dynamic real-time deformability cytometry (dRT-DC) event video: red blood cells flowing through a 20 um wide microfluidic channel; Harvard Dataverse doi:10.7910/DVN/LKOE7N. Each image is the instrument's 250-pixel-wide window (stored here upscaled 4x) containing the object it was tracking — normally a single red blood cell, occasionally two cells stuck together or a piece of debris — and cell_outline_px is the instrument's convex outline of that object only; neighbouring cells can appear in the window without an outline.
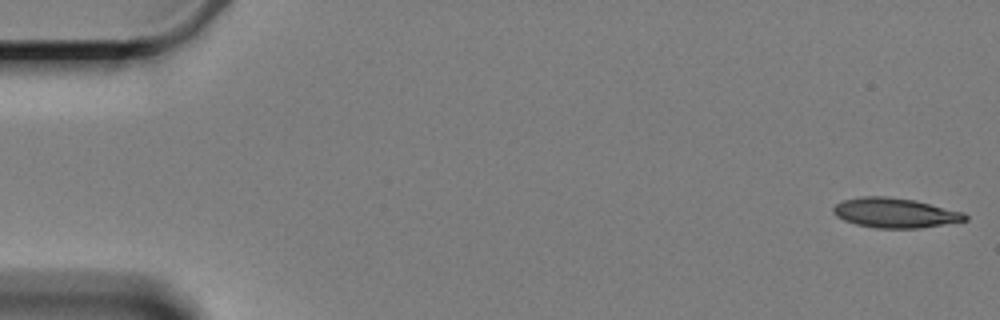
{"species": "Egyptian fruit bat (a non-hibernating species)", "species_latin": "Rousettus aegyptiacus", "temperature_condition": "cold", "stored_images_in_passage": 2, "camera_frame_rate_fps": 3000, "um_per_image_px": 0.085, "animal": {"sex": "female"}, "frame": {"image": 1, "passage_image": 1, "time_ms": 0.0, "image_size_px": [1000, 320], "cell_outline_px": [[968, 220], [920, 228], [876, 228], [856, 224], [844, 220], [836, 216], [832, 212], [832, 208], [836, 204], [844, 200], [860, 196], [884, 196], [912, 200], [964, 212], [968, 216]], "centroid_in_image_um": [76.05, 18.1], "position_along_channel_um": 8.9, "area_um2": 22.72}}